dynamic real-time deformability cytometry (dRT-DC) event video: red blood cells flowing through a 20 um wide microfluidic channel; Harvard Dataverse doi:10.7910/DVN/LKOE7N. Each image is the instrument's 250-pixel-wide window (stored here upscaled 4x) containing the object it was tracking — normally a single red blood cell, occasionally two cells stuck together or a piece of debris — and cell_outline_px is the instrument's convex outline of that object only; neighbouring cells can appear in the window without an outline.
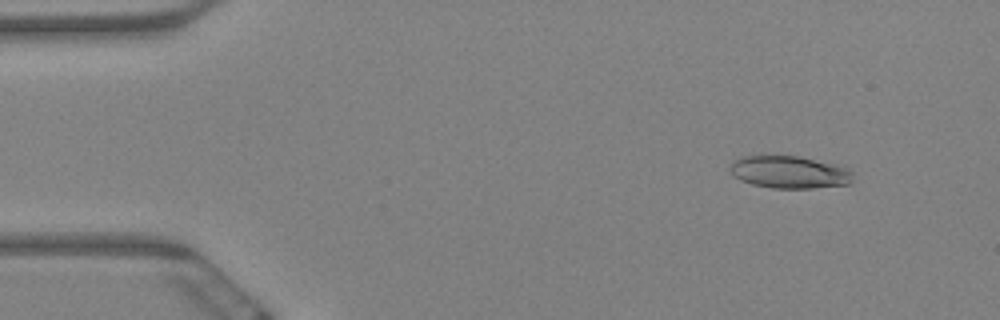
{"species": "Egyptian fruit bat (a non-hibernating species)", "species_latin": "Rousettus aegyptiacus", "temperature_condition": "warm", "stored_images_in_passage": 6, "camera_frame_rate_fps": 3000, "um_per_image_px": 0.085, "animal": {"sex": "female"}, "frame": {"image": 1, "passage_image": 2, "time_ms": 0.333, "image_size_px": [1000, 320], "cell_outline_px": [[852, 180], [848, 184], [812, 188], [772, 188], [752, 184], [740, 180], [728, 172], [728, 168], [740, 156], [764, 152], [800, 156], [848, 168], [852, 172]], "centroid_in_image_um": [67.0, 14.58], "position_along_channel_um": 18.0, "area_um2": 23.99}}
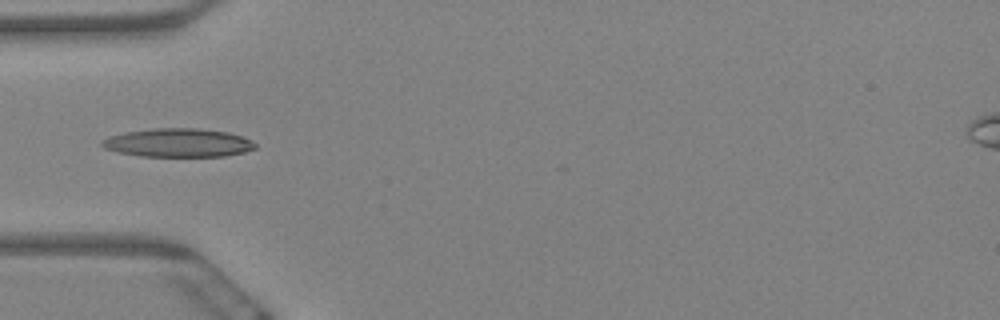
{"frame": {"image": 2, "passage_image": 6, "time_ms": 1.667, "image_size_px": [1000, 320], "cell_outline_px": [[256, 148], [244, 152], [224, 156], [140, 156], [120, 152], [104, 148], [100, 144], [108, 136], [124, 132], [152, 128], [200, 128], [228, 132], [240, 136], [256, 144]], "centroid_in_image_um": [15.12, 12.13], "position_along_channel_um": 69.9, "area_um2": 25.37}}